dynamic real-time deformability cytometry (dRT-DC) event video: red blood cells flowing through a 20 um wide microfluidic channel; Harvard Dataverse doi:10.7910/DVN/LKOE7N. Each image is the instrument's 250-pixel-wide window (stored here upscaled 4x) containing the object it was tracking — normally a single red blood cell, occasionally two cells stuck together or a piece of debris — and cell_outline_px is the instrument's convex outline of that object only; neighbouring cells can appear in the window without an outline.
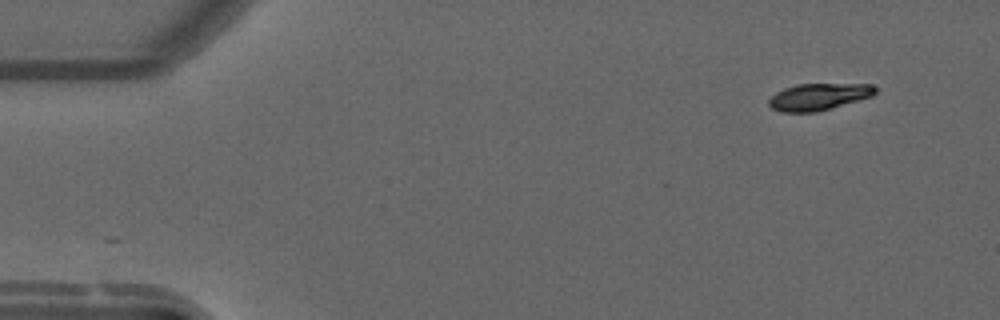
{"species": "common noctule bat (a hibernating species)", "species_latin": "Nyctalus noctula", "temperature_condition": "warm", "stored_images_in_passage": 52, "camera_frame_rate_fps": 3000, "um_per_image_px": 0.085, "animal": {"sex": "male", "forearm_length_mm": 52.5}, "frame": {"image": 1, "passage_image": 1, "time_ms": 0.0, "image_size_px": [1000, 320], "cell_outline_px": [[876, 92], [872, 96], [832, 108], [816, 112], [780, 112], [772, 108], [768, 104], [768, 100], [776, 92], [784, 88], [796, 84], [872, 84], [876, 88]], "centroid_in_image_um": [69.57, 8.22], "position_along_channel_um": 15.4, "area_um2": 16.65}}
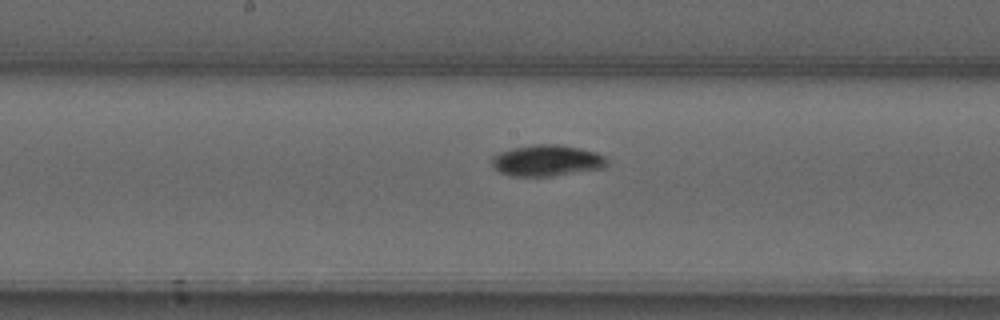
{"frame": {"image": 2, "passage_image": 25, "time_ms": 8.0, "image_size_px": [1000, 320], "cell_outline_px": [[608, 164], [604, 168], [552, 176], [508, 176], [500, 172], [492, 164], [492, 156], [500, 152], [512, 148], [536, 144], [560, 144], [580, 148], [596, 152], [604, 156], [608, 160]], "centroid_in_image_um": [46.5, 13.64], "position_along_channel_um": 201.7, "area_um2": 21.04}}
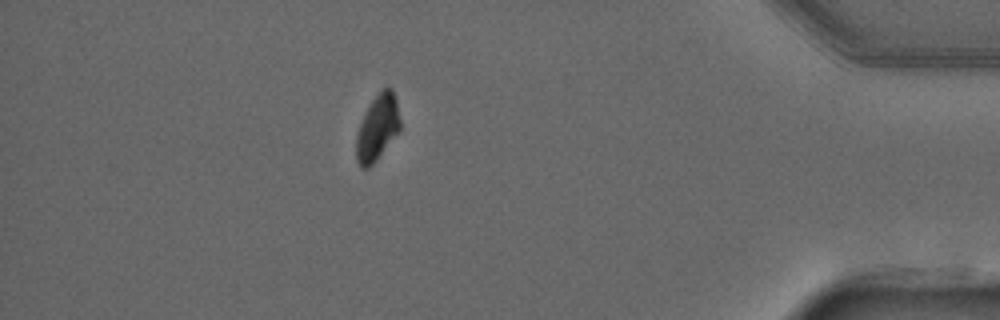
{"frame": {"image": 3, "passage_image": 45, "time_ms": 14.667, "image_size_px": [1000, 320], "cell_outline_px": [[400, 128], [376, 160], [368, 168], [360, 168], [356, 160], [356, 136], [360, 124], [372, 100], [384, 88], [392, 88], [396, 100], [400, 120]], "centroid_in_image_um": [32.06, 10.88], "position_along_channel_um": 403.1, "area_um2": 16.3}, "authors_computed_cell_mechanics": {"area_um2": 19.074, "velocity_mm_per_s": 3.7098, "shape_relaxation_time_tau1_ms": 5.7072, "shape_relaxation_time_tau2_ms": 3.9201, "deformation_change_tau1": 0.1917, "deformation_change_tau2": 0.0347}}